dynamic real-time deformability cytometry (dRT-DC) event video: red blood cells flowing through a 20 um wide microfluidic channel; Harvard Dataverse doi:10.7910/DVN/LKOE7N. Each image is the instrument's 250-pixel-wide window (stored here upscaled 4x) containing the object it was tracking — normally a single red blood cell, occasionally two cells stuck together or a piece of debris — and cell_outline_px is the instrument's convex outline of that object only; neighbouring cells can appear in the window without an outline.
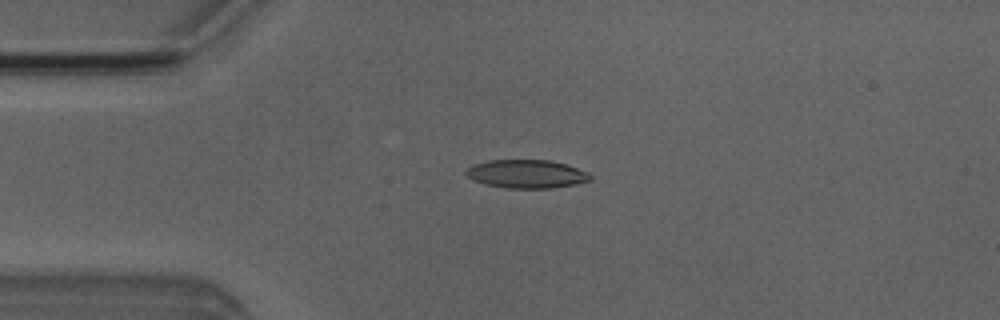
{"species": "Egyptian fruit bat (a non-hibernating species)", "species_latin": "Rousettus aegyptiacus", "temperature_condition": "room temperature", "stored_images_in_passage": 6, "camera_frame_rate_fps": 3000, "um_per_image_px": 0.085, "animal": {"sex": "male"}, "frame": {"image": 1, "passage_image": 4, "time_ms": 3.333, "image_size_px": [1000, 320], "cell_outline_px": [[592, 180], [576, 184], [552, 188], [508, 188], [484, 184], [472, 180], [464, 172], [472, 164], [488, 160], [552, 160], [588, 172], [592, 176]], "centroid_in_image_um": [44.74, 14.78], "position_along_channel_um": 40.3, "area_um2": 20.63}}